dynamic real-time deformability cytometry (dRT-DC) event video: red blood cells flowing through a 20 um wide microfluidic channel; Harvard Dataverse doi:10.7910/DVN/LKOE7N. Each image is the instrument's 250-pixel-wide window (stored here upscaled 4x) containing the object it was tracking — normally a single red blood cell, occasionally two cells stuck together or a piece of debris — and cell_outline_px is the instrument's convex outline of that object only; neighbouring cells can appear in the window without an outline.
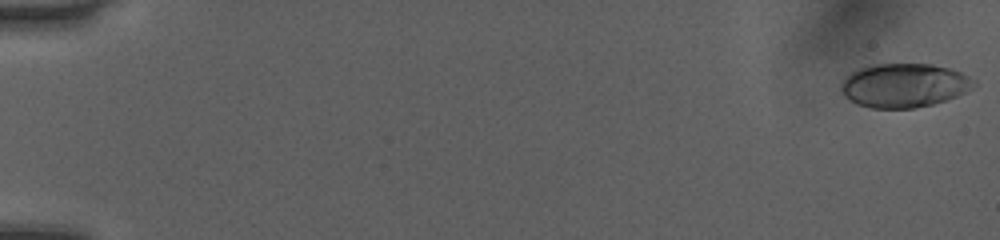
{"species": "human", "species_latin": "Homo sapiens", "temperature_condition": "room temperature", "stored_images_in_passage": 51, "camera_frame_rate_fps": 3000, "um_per_image_px": 0.085, "donor": {"sex": "female"}, "frame": {"image": 1, "passage_image": 1, "time_ms": 0.0, "image_size_px": [1000, 240], "cell_outline_px": [[976, 84], [972, 88], [956, 96], [932, 104], [912, 108], [872, 108], [856, 104], [844, 96], [840, 88], [840, 84], [844, 76], [860, 68], [872, 64], [932, 64], [948, 68], [960, 72], [976, 80]], "centroid_in_image_um": [76.81, 7.25], "position_along_channel_um": 8.2, "area_um2": 33.99}}
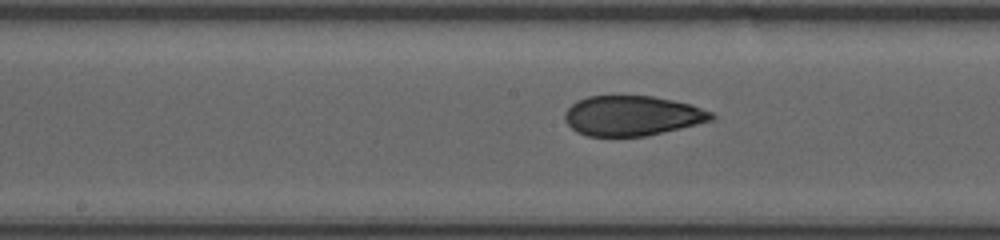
{"frame": {"image": 2, "passage_image": 28, "time_ms": 9.0, "image_size_px": [1000, 240], "cell_outline_px": [[716, 116], [712, 120], [648, 136], [588, 136], [576, 132], [564, 120], [564, 112], [576, 100], [588, 96], [652, 96], [692, 104], [712, 112]], "centroid_in_image_um": [53.72, 9.83], "position_along_channel_um": 194.5, "area_um2": 34.22}}
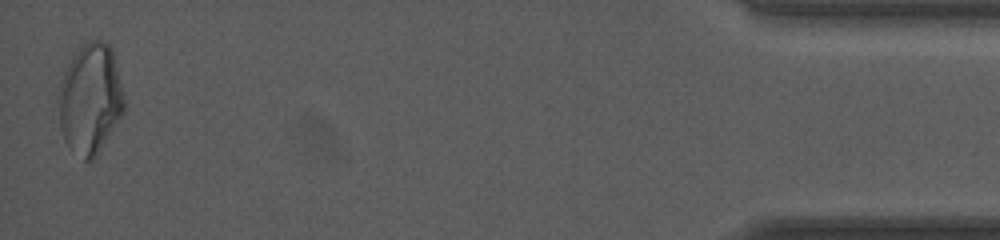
{"frame": {"image": 3, "passage_image": 51, "time_ms": 16.667, "image_size_px": [1000, 240], "cell_outline_px": [[124, 112], [96, 156], [92, 160], [84, 160], [68, 148], [64, 140], [60, 128], [56, 100], [56, 96], [60, 80], [72, 56], [80, 44], [88, 40], [100, 40], [108, 44], [112, 48], [124, 100]], "centroid_in_image_um": [7.61, 8.4], "position_along_channel_um": 427.6, "area_um2": 42.66}, "authors_computed_cell_mechanics": {"area_um2": 34.5644, "velocity_mm_per_s": 4.0827, "shape_relaxation_time_tau1_ms": null, "shape_relaxation_time_tau2_ms": 1.2191, "deformation_change_tau1": null, "deformation_change_tau2": 0.066}}